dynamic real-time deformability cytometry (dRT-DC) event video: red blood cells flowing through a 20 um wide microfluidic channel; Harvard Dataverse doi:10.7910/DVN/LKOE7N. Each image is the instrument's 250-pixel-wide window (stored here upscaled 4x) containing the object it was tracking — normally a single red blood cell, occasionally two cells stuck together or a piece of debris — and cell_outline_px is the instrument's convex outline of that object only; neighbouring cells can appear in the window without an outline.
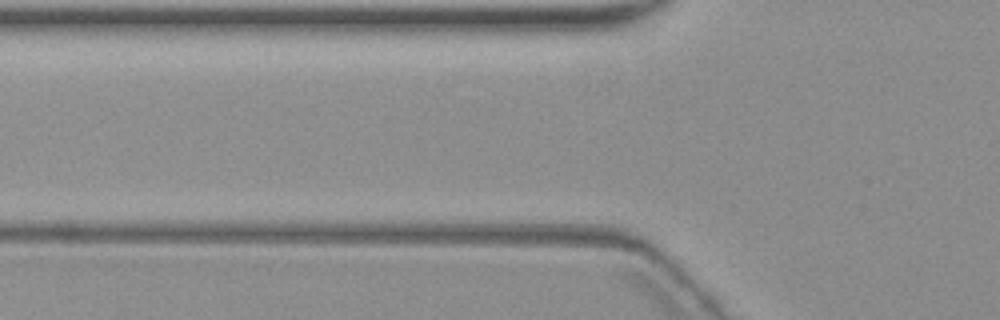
{"species": "common noctule bat (a hibernating species)", "species_latin": "Nyctalus noctula", "temperature_condition": "warm", "stored_images_in_passage": 2, "camera_frame_rate_fps": 3000, "um_per_image_px": 0.085, "animal": {"sex": "female", "body_mass_g": 19.3, "forearm_length_mm": 54.1}, "frame": {"image": 1, "passage_image": 2, "time_ms": 1.333, "image_size_px": [1000, 320], "cell_outline_px": [[644, 256], [492, 244], [548, 236], [580, 236], [636, 248]], "centroid_in_image_um": [48.88, 20.82], "position_along_channel_um": 76.9, "area_um2": 10.4}}